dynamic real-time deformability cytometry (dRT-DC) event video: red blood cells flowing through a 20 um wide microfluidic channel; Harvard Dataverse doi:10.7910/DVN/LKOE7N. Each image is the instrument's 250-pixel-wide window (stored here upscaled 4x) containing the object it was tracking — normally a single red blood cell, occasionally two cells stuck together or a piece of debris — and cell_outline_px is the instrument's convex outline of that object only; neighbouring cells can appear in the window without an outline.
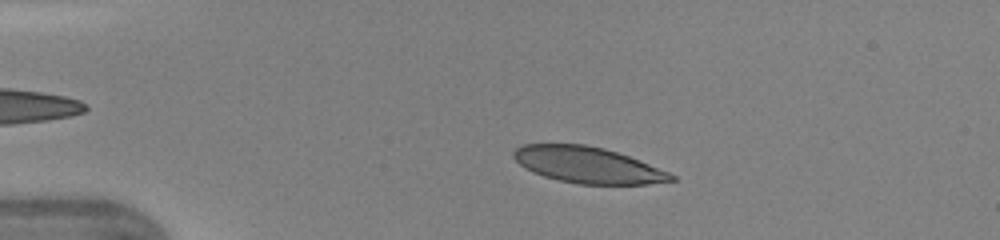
{"species": "human", "species_latin": "Homo sapiens", "temperature_condition": "warm", "stored_images_in_passage": 43, "camera_frame_rate_fps": 3000, "um_per_image_px": 0.085, "donor": {"sex": "female"}, "frame": {"image": 1, "passage_image": 7, "time_ms": 2.0, "image_size_px": [1000, 240], "cell_outline_px": [[676, 180], [648, 184], [580, 184], [560, 180], [544, 176], [532, 172], [524, 168], [512, 156], [512, 152], [516, 148], [524, 144], [584, 144], [604, 148], [640, 160], [668, 172], [676, 176]], "centroid_in_image_um": [49.95, 14.02], "position_along_channel_um": 35.1, "area_um2": 33.06}}
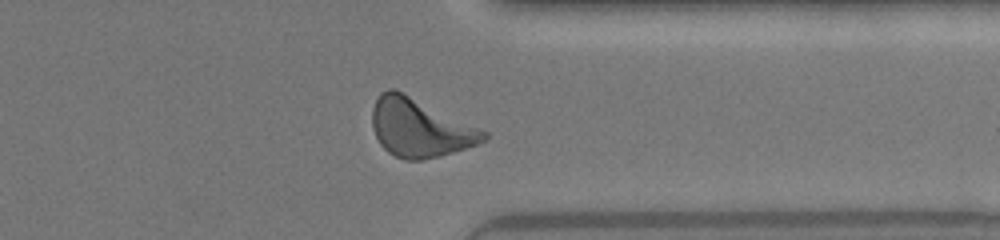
{"frame": {"image": 2, "passage_image": 34, "time_ms": 11.0, "image_size_px": [1000, 240], "cell_outline_px": [[488, 136], [484, 140], [476, 144], [440, 156], [420, 160], [404, 160], [388, 152], [380, 144], [372, 128], [372, 108], [380, 92], [388, 88], [396, 88], [480, 128], [488, 132]], "centroid_in_image_um": [35.65, 10.84], "position_along_channel_um": 375.8, "area_um2": 37.86}}
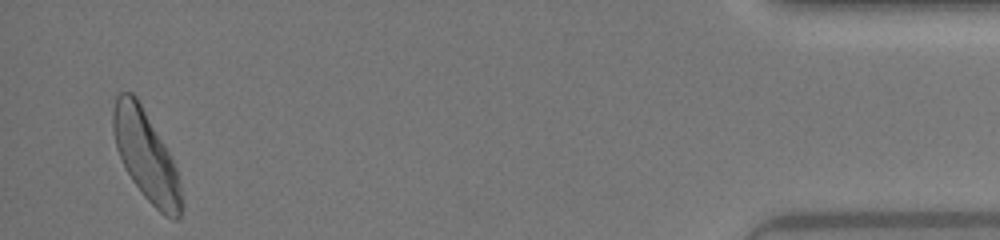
{"frame": {"image": 3, "passage_image": 42, "time_ms": 13.667, "image_size_px": [1000, 240], "cell_outline_px": [[184, 208], [180, 216], [176, 220], [172, 220], [164, 216], [144, 196], [132, 180], [116, 148], [112, 128], [112, 112], [116, 96], [120, 92], [132, 92], [136, 96], [168, 152], [176, 168], [180, 184], [184, 204]], "centroid_in_image_um": [12.42, 13.28], "position_along_channel_um": 422.8, "area_um2": 35.37}, "authors_computed_cell_mechanics": {"area_um2": 34.9112, "velocity_mm_per_s": 4.3646, "shape_relaxation_time_tau1_ms": 3.2162, "shape_relaxation_time_tau2_ms": 0.8988, "deformation_change_tau1": 0.1564, "deformation_change_tau2": 0.0775}}